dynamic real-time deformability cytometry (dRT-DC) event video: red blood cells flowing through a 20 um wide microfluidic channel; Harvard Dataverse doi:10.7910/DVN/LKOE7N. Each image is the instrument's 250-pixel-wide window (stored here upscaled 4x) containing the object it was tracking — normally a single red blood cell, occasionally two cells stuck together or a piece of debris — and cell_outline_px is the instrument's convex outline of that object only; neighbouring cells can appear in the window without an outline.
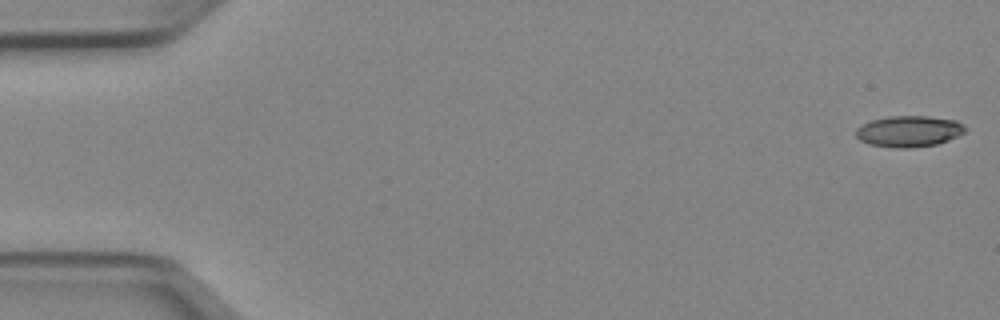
{"species": "Egyptian fruit bat (a non-hibernating species)", "species_latin": "Rousettus aegyptiacus", "temperature_condition": "cold", "stored_images_in_passage": 13, "camera_frame_rate_fps": 3000, "um_per_image_px": 0.085, "animal": {"sex": "female"}, "frame": {"image": 1, "passage_image": 1, "time_ms": 0.0, "image_size_px": [1000, 320], "cell_outline_px": [[968, 128], [964, 132], [948, 140], [936, 144], [912, 148], [896, 148], [868, 144], [860, 140], [856, 136], [856, 128], [872, 120], [888, 116], [928, 116], [956, 120], [964, 124]], "centroid_in_image_um": [77.27, 11.16], "position_along_channel_um": 7.7, "area_um2": 19.88}}